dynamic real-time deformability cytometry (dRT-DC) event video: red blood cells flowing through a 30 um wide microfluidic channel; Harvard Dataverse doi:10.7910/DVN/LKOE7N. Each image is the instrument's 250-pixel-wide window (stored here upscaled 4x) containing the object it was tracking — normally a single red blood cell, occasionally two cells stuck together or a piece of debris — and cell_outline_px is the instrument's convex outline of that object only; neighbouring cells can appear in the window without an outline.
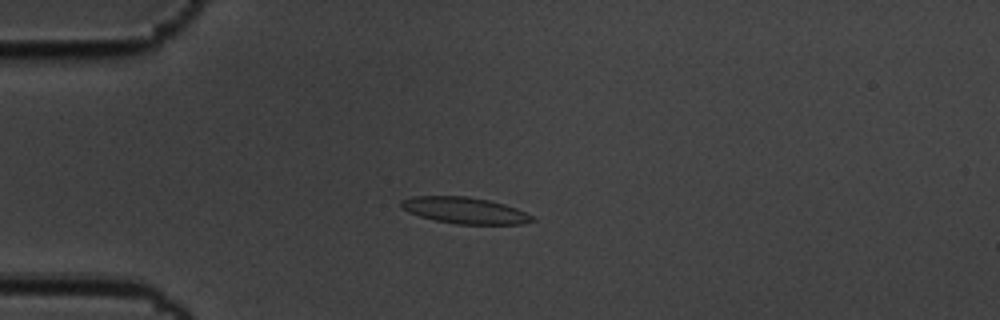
{"species": "common noctule bat (a hibernating species)", "species_latin": "Nyctalus noctula", "temperature_condition": "cold", "stored_images_in_passage": 57, "camera_frame_rate_fps": 3000, "um_per_image_px": 0.085, "animal": {"sex": "male", "body_mass_g": 19.5, "forearm_length_mm": 54.6}, "frame": {"image": 1, "passage_image": 14, "time_ms": 4.333, "image_size_px": [1000, 320], "cell_outline_px": [[536, 220], [524, 224], [456, 224], [436, 220], [420, 216], [408, 212], [400, 208], [400, 200], [412, 196], [468, 196], [488, 200], [504, 204], [516, 208], [536, 216]], "centroid_in_image_um": [39.52, 17.88], "position_along_channel_um": 45.5, "area_um2": 20.35}}
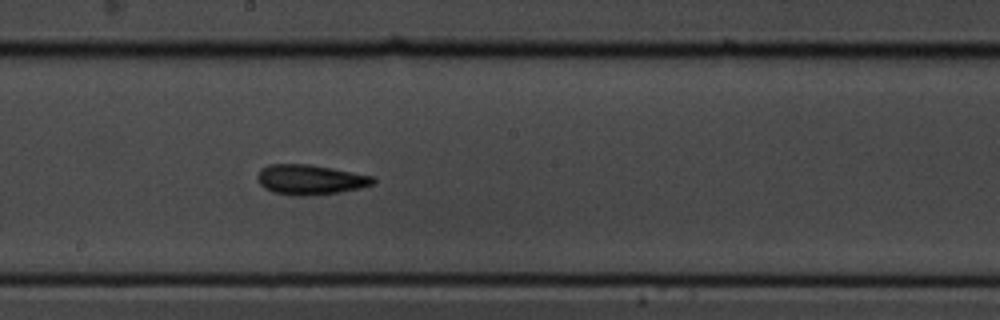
{"frame": {"image": 2, "passage_image": 31, "time_ms": 10.0, "image_size_px": [1000, 320], "cell_outline_px": [[376, 180], [372, 184], [360, 188], [340, 192], [308, 196], [292, 196], [272, 192], [264, 188], [260, 184], [256, 176], [260, 168], [268, 164], [308, 164], [332, 168], [372, 176]], "centroid_in_image_um": [26.31, 15.27], "position_along_channel_um": 221.9, "area_um2": 20.35}}
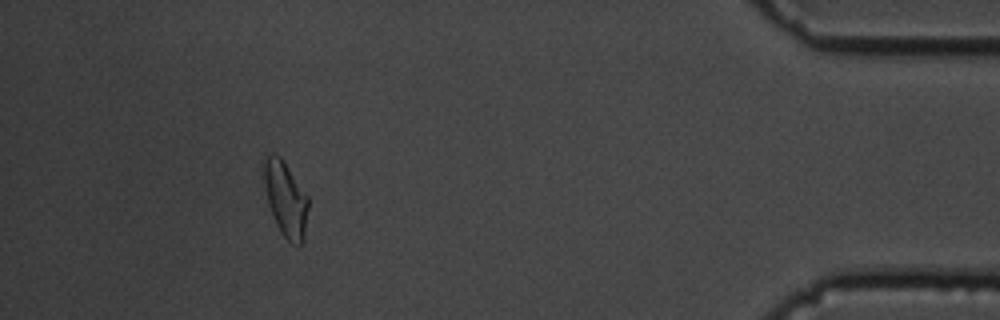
{"frame": {"image": 3, "passage_image": 52, "time_ms": 17.0, "image_size_px": [1000, 320], "cell_outline_px": [[308, 208], [304, 240], [300, 244], [292, 244], [284, 236], [276, 224], [268, 204], [264, 184], [264, 160], [272, 152], [280, 156], [308, 196]], "centroid_in_image_um": [24.28, 16.92], "position_along_channel_um": 410.9, "area_um2": 19.19}, "authors_computed_cell_mechanics": {"area_um2": 19.4786, "velocity_mm_per_s": 3.4756, "shape_relaxation_time_tau1_ms": 6.4486, "shape_relaxation_time_tau2_ms": 5.7489, "deformation_change_tau1": 0.1684, "deformation_change_tau2": 0.1382}}